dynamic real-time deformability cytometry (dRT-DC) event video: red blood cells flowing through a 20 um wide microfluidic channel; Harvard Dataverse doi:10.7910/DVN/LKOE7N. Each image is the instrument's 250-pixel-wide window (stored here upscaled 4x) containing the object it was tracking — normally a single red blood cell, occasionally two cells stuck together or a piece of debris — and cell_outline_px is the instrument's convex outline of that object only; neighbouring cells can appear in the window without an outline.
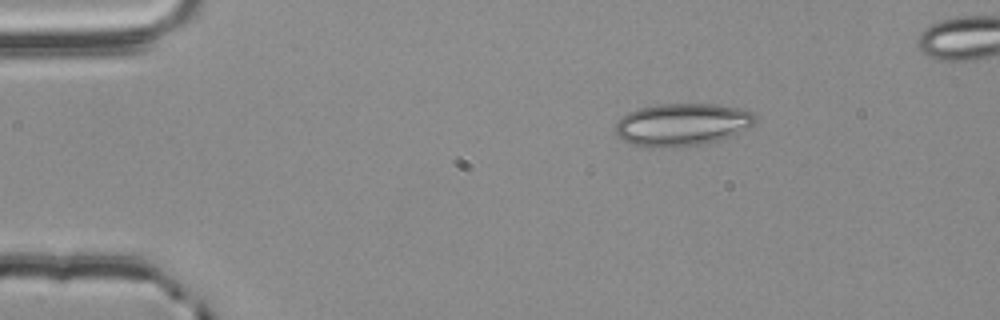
{"species": "common noctule bat (a hibernating species)", "species_latin": "Nyctalus noctula", "temperature_condition": "room temperature", "stored_images_in_passage": 46, "camera_frame_rate_fps": 3000, "um_per_image_px": 0.085, "animal": {"sex": "male", "body_mass_g": 20.4}, "frame": {"image": 1, "passage_image": 1, "time_ms": 0.0, "image_size_px": [1000, 320], "cell_outline_px": [[756, 120], [748, 128], [728, 136], [716, 140], [700, 144], [676, 148], [648, 148], [632, 144], [624, 140], [616, 132], [616, 124], [628, 112], [640, 108], [656, 104], [716, 104], [740, 108], [752, 112], [756, 116]], "centroid_in_image_um": [57.97, 10.59], "position_along_channel_um": 27.0, "area_um2": 34.51}}
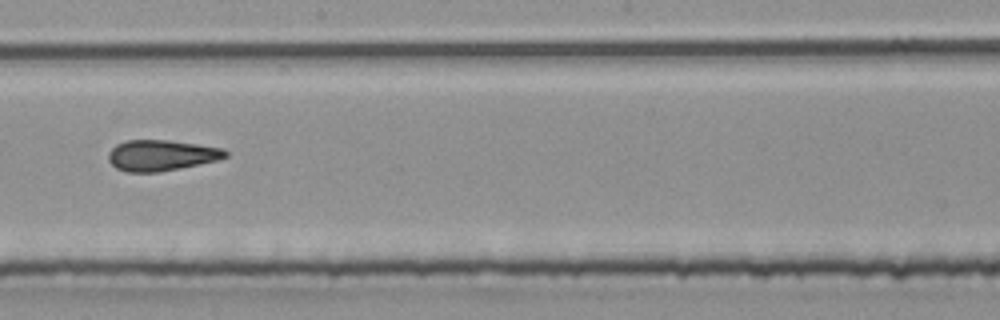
{"frame": {"image": 2, "passage_image": 23, "time_ms": 7.333, "image_size_px": [1000, 320], "cell_outline_px": [[228, 156], [216, 160], [180, 168], [160, 172], [128, 172], [116, 168], [108, 160], [108, 152], [116, 144], [128, 140], [168, 140], [224, 148], [228, 152]], "centroid_in_image_um": [13.7, 13.2], "position_along_channel_um": 234.5, "area_um2": 20.98}}
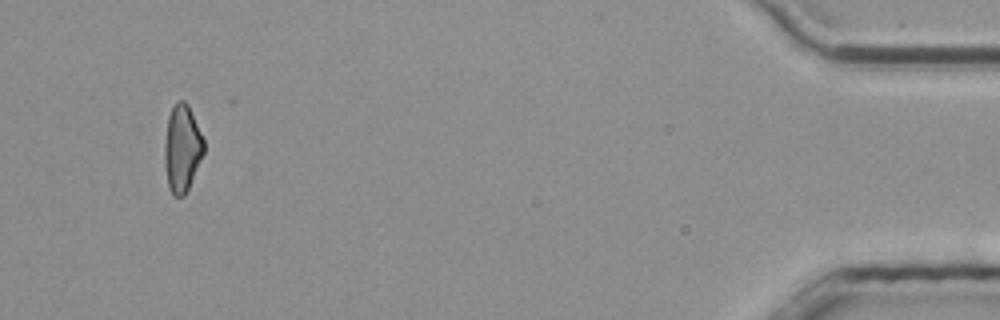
{"frame": {"image": 3, "passage_image": 44, "time_ms": 14.333, "image_size_px": [1000, 320], "cell_outline_px": [[204, 152], [188, 188], [184, 196], [172, 196], [168, 188], [164, 164], [164, 144], [168, 116], [176, 100], [184, 100], [188, 104], [204, 140]], "centroid_in_image_um": [15.45, 12.61], "position_along_channel_um": 419.7, "area_um2": 20.0}}